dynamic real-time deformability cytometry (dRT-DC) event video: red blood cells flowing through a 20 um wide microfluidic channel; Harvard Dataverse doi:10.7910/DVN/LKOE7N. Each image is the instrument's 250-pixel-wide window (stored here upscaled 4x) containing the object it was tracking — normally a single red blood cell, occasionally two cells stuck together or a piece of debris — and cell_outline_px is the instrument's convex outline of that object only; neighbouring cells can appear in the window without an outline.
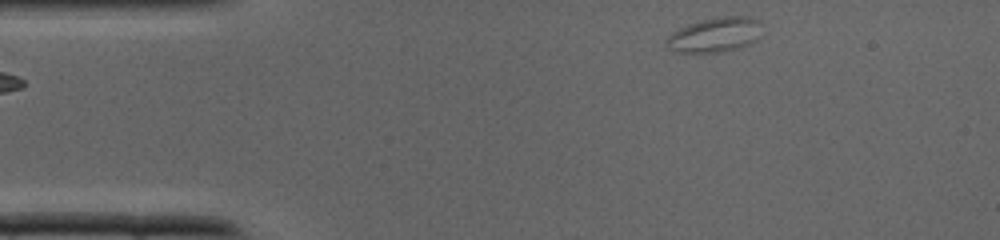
{"species": "common noctule bat (a hibernating species)", "species_latin": "Nyctalus noctula", "temperature_condition": "cold", "stored_images_in_passage": 33, "camera_frame_rate_fps": 3000, "um_per_image_px": 0.085, "animal": {"sex": "male", "body_mass_g": 19.0, "forearm_length_mm": 50.8}, "frame": {"image": 1, "passage_image": 1, "time_ms": 0.0, "image_size_px": [1000, 240], "cell_outline_px": [[760, 36], [756, 40], [748, 44], [736, 48], [720, 52], [680, 52], [668, 48], [664, 40], [672, 32], [688, 24], [704, 20], [724, 16], [748, 16], [760, 20]], "centroid_in_image_um": [60.77, 2.95], "position_along_channel_um": 24.2, "area_um2": 19.13}}
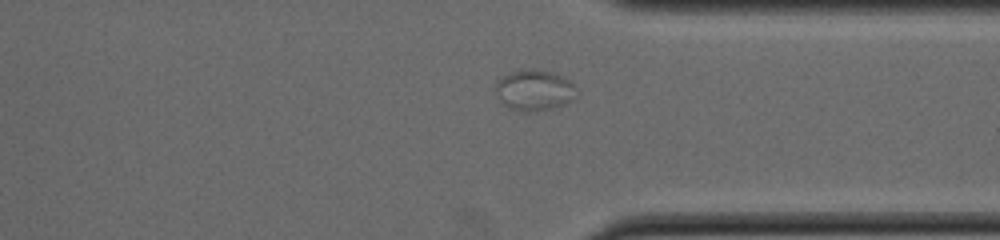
{"frame": {"image": 2, "passage_image": 24, "time_ms": 7.667, "image_size_px": [1000, 240], "cell_outline_px": [[572, 100], [564, 104], [536, 112], [524, 112], [508, 108], [500, 104], [496, 92], [496, 84], [504, 76], [512, 72], [552, 72], [564, 76], [572, 84]], "centroid_in_image_um": [45.35, 7.74], "position_along_channel_um": 366.0, "area_um2": 18.38}}
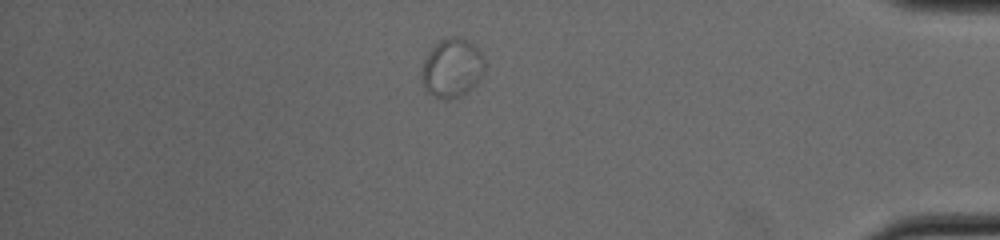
{"frame": {"image": 3, "passage_image": 28, "time_ms": 9.0, "image_size_px": [1000, 240], "cell_outline_px": [[484, 72], [480, 80], [468, 92], [460, 96], [448, 100], [444, 100], [428, 92], [424, 88], [420, 76], [424, 60], [428, 52], [444, 36], [460, 36], [468, 40], [480, 52], [484, 60]], "centroid_in_image_um": [38.42, 5.78], "position_along_channel_um": 396.8, "area_um2": 21.91}}